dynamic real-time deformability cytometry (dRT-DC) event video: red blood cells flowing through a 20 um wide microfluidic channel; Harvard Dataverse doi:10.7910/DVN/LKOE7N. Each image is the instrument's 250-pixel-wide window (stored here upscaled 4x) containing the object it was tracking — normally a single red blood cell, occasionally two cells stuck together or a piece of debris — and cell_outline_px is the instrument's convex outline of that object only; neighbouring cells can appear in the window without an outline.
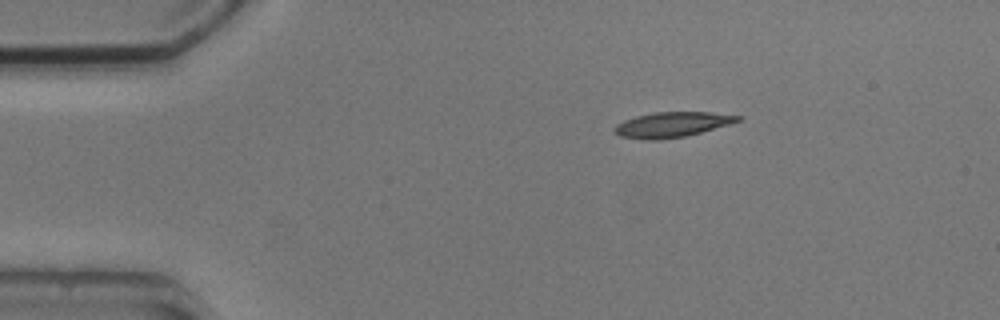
{"species": "common noctule bat (a hibernating species)", "species_latin": "Nyctalus noctula", "temperature_condition": "cold", "stored_images_in_passage": 6, "camera_frame_rate_fps": 3000, "um_per_image_px": 0.085, "animal": {"sex": "male", "body_mass_g": 20.5, "forearm_length_mm": 52.5}, "frame": {"image": 1, "passage_image": 1, "time_ms": 0.0, "image_size_px": [1000, 320], "cell_outline_px": [[744, 116], [740, 120], [728, 124], [688, 136], [660, 140], [640, 140], [620, 136], [612, 132], [612, 128], [616, 124], [624, 120], [636, 116], [656, 112], [708, 112]], "centroid_in_image_um": [57.06, 10.6], "position_along_channel_um": 27.9, "area_um2": 18.26}}
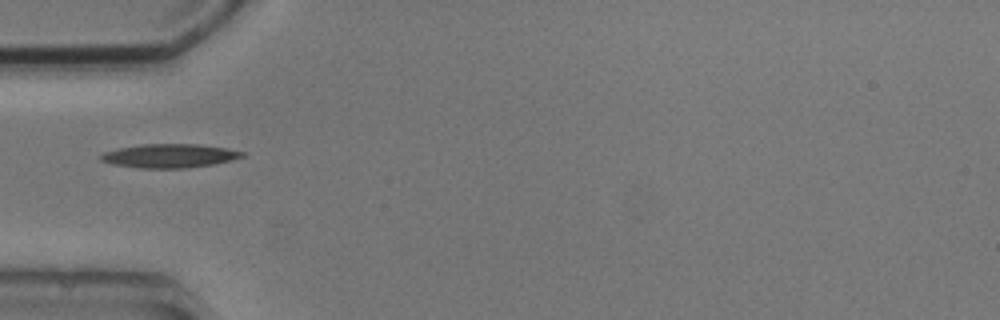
{"frame": {"image": 2, "passage_image": 3, "time_ms": 2.667, "image_size_px": [1000, 320], "cell_outline_px": [[244, 156], [232, 160], [212, 164], [188, 168], [140, 168], [112, 164], [100, 160], [100, 156], [104, 152], [120, 148], [144, 144], [200, 144], [224, 148], [244, 152]], "centroid_in_image_um": [14.4, 13.25], "position_along_channel_um": 70.6, "area_um2": 19.42}}